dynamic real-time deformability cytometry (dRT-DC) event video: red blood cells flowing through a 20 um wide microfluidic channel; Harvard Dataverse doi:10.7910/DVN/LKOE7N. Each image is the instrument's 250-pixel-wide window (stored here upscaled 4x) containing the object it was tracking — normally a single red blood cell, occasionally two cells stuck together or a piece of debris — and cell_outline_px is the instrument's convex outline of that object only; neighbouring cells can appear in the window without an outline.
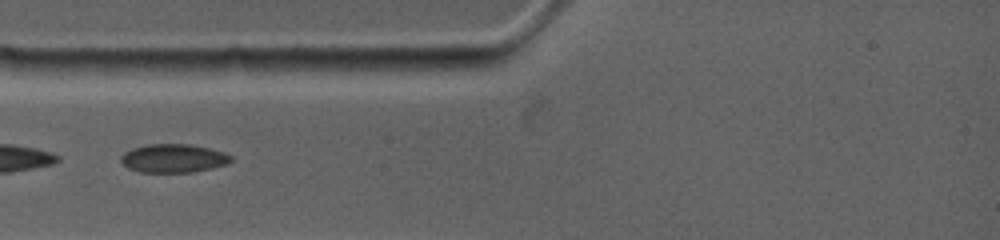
{"species": "common noctule bat (a hibernating species)", "species_latin": "Nyctalus noctula", "temperature_condition": "warm", "stored_images_in_passage": 6, "camera_frame_rate_fps": 4500, "um_per_image_px": 0.085, "animal": {"sex": "female", "body_mass_g": 19.0, "forearm_length_mm": 53.3}, "frame": {"image": 1, "passage_image": 4, "time_ms": 2.444, "image_size_px": [1000, 240], "cell_outline_px": [[232, 160], [228, 164], [212, 168], [192, 172], [140, 172], [128, 168], [120, 160], [120, 156], [124, 152], [132, 148], [148, 144], [192, 144], [224, 152], [232, 156]], "centroid_in_image_um": [14.74, 13.45], "position_along_channel_um": 70.3, "area_um2": 18.38}}